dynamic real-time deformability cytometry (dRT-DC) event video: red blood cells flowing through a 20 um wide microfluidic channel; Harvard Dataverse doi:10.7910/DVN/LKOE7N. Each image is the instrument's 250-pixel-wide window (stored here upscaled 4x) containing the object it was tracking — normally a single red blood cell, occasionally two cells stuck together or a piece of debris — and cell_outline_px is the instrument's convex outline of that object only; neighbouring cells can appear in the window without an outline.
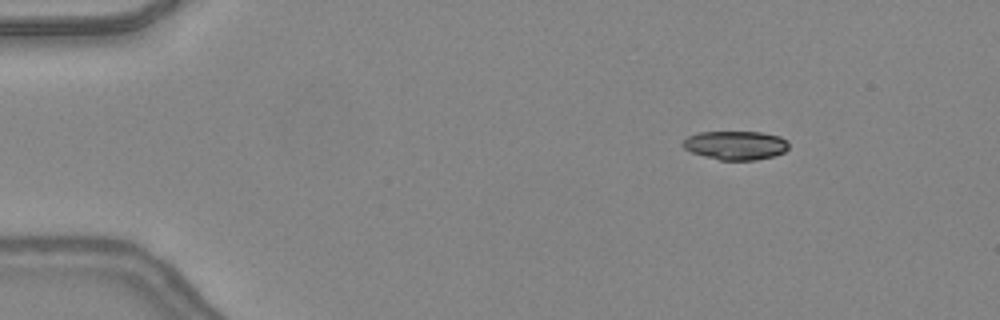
{"species": "common noctule bat (a hibernating species)", "species_latin": "Nyctalus noctula", "temperature_condition": "warm", "stored_images_in_passage": 47, "camera_frame_rate_fps": 3000, "um_per_image_px": 0.085, "animal": {"sex": "female", "body_mass_g": 24.6, "forearm_length_mm": 56.2}, "frame": {"image": 1, "passage_image": 7, "time_ms": 2.0, "image_size_px": [1000, 320], "cell_outline_px": [[788, 148], [784, 152], [772, 156], [756, 160], [720, 160], [704, 156], [692, 152], [684, 148], [680, 144], [688, 136], [700, 132], [760, 132], [780, 136], [788, 140]], "centroid_in_image_um": [62.53, 12.34], "position_along_channel_um": 22.5, "area_um2": 17.8}}
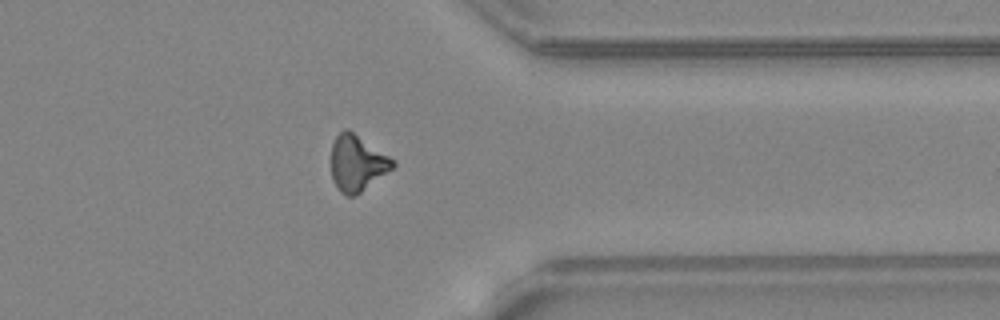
{"frame": {"image": 2, "passage_image": 38, "time_ms": 12.333, "image_size_px": [1000, 320], "cell_outline_px": [[396, 164], [392, 168], [360, 192], [352, 196], [344, 196], [336, 188], [332, 180], [332, 144], [336, 136], [344, 128], [348, 128], [396, 160]], "centroid_in_image_um": [30.34, 13.85], "position_along_channel_um": 381.1, "area_um2": 20.06}}
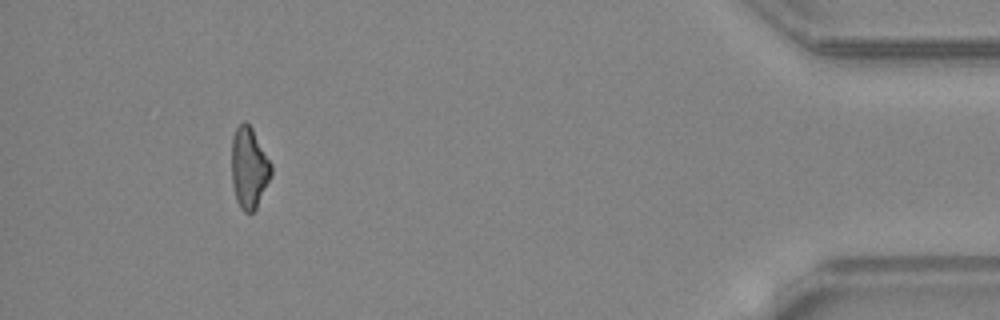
{"frame": {"image": 3, "passage_image": 44, "time_ms": 14.333, "image_size_px": [1000, 320], "cell_outline_px": [[272, 172], [256, 208], [252, 212], [244, 212], [240, 208], [236, 200], [232, 184], [232, 136], [236, 128], [244, 120], [252, 128], [272, 164]], "centroid_in_image_um": [21.15, 14.26], "position_along_channel_um": 414.0, "area_um2": 18.55}, "authors_computed_cell_mechanics": {"area_um2": 19.5364, "velocity_mm_per_s": 4.4185, "shape_relaxation_time_tau1_ms": 8.9949, "shape_relaxation_time_tau2_ms": 7.378, "deformation_change_tau1": 0.2517, "deformation_change_tau2": 0.196}}